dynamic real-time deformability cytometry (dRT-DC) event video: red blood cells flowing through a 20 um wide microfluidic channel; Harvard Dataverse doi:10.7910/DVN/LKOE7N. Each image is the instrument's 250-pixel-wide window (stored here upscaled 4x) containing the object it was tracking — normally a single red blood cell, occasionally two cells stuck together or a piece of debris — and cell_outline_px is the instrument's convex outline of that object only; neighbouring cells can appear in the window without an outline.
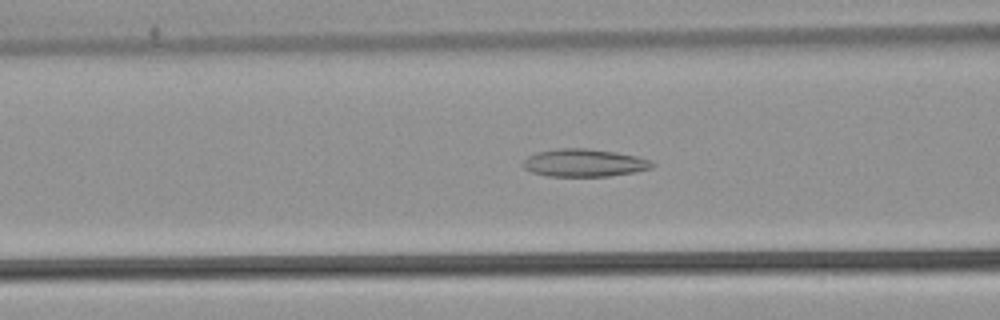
{"species": "common noctule bat (a hibernating species)", "species_latin": "Nyctalus noctula", "temperature_condition": "warm", "stored_images_in_passage": 53, "camera_frame_rate_fps": 3000, "um_per_image_px": 0.085, "animal": {"sex": "male", "body_mass_g": 21.5, "forearm_length_mm": 52.0}, "frame": {"image": 1, "passage_image": 22, "time_ms": 7.0, "image_size_px": [1000, 320], "cell_outline_px": [[656, 164], [652, 168], [636, 172], [608, 176], [548, 176], [532, 172], [524, 168], [520, 164], [528, 156], [536, 152], [560, 148], [588, 148], [616, 152], [636, 156], [652, 160]], "centroid_in_image_um": [49.67, 13.84], "position_along_channel_um": 116.9, "area_um2": 21.04}}
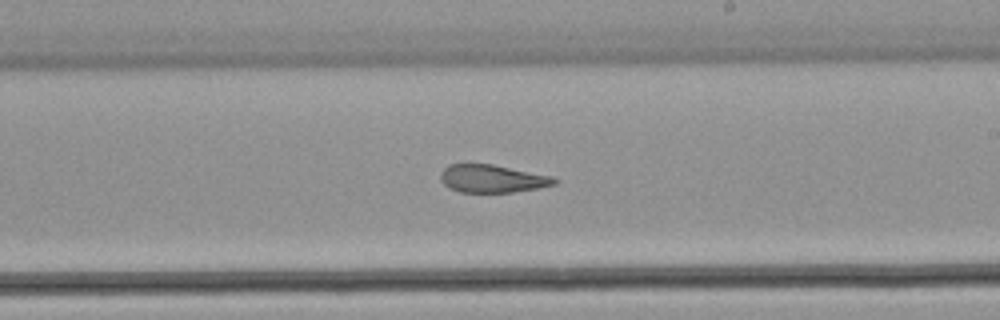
{"frame": {"image": 2, "passage_image": 32, "time_ms": 10.333, "image_size_px": [1000, 320], "cell_outline_px": [[560, 180], [556, 184], [536, 188], [512, 192], [460, 192], [448, 188], [440, 180], [440, 172], [448, 164], [492, 164], [552, 176]], "centroid_in_image_um": [41.82, 15.18], "position_along_channel_um": 247.2, "area_um2": 18.5}}
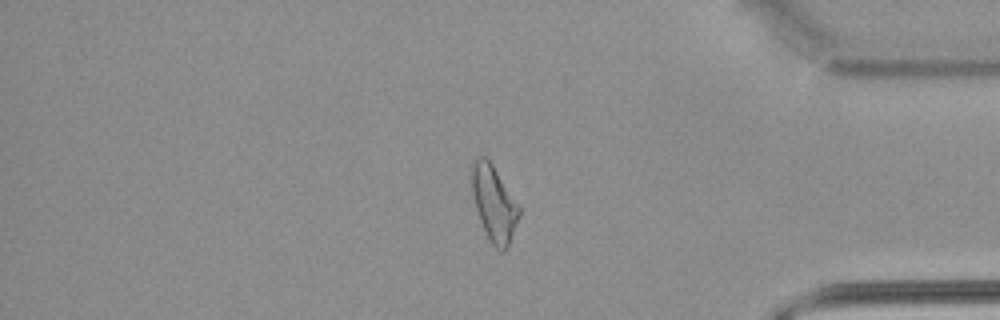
{"frame": {"image": 3, "passage_image": 45, "time_ms": 14.667, "image_size_px": [1000, 320], "cell_outline_px": [[520, 216], [508, 248], [504, 252], [500, 252], [492, 244], [480, 220], [476, 208], [472, 192], [472, 164], [480, 156], [484, 156], [492, 164], [520, 208]], "centroid_in_image_um": [42.01, 17.35], "position_along_channel_um": 393.2, "area_um2": 20.4}, "authors_computed_cell_mechanics": {"area_um2": 22.1952, "velocity_mm_per_s": 3.9164, "shape_relaxation_time_tau1_ms": null, "shape_relaxation_time_tau2_ms": 2.7202, "deformation_change_tau1": null, "deformation_change_tau2": 0.1151}}